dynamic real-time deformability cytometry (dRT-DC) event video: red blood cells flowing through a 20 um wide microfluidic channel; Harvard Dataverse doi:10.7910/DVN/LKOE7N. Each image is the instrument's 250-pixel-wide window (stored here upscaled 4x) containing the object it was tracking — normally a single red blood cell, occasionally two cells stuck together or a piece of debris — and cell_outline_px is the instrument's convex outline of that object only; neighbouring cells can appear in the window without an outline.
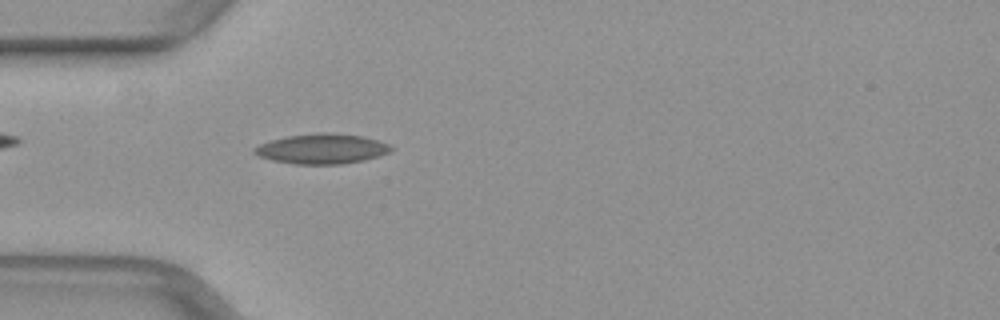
{"species": "common noctule bat (a hibernating species)", "species_latin": "Nyctalus noctula", "temperature_condition": "warm", "stored_images_in_passage": 41, "camera_frame_rate_fps": 3000, "um_per_image_px": 0.085, "animal": {"sex": "female", "body_mass_g": 29.2, "forearm_length_mm": 56.3}, "frame": {"image": 1, "passage_image": 6, "time_ms": 1.667, "image_size_px": [1000, 320], "cell_outline_px": [[396, 148], [388, 152], [376, 156], [360, 160], [340, 164], [296, 164], [272, 160], [260, 156], [252, 152], [260, 144], [272, 140], [288, 136], [316, 132], [332, 132], [360, 136], [376, 140], [388, 144]], "centroid_in_image_um": [27.35, 12.63], "position_along_channel_um": 57.6, "area_um2": 23.52}}
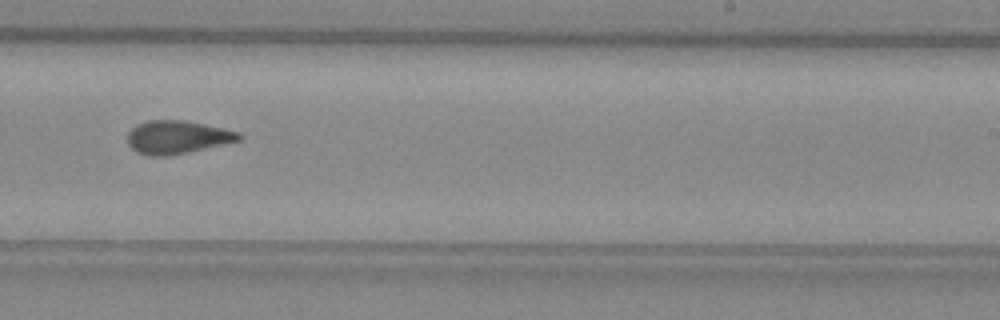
{"frame": {"image": 2, "passage_image": 22, "time_ms": 7.0, "image_size_px": [1000, 320], "cell_outline_px": [[244, 140], [188, 152], [168, 156], [148, 156], [136, 152], [128, 144], [128, 132], [136, 124], [148, 120], [184, 120], [240, 132], [244, 136]], "centroid_in_image_um": [15.09, 11.67], "position_along_channel_um": 273.9, "area_um2": 21.73}}
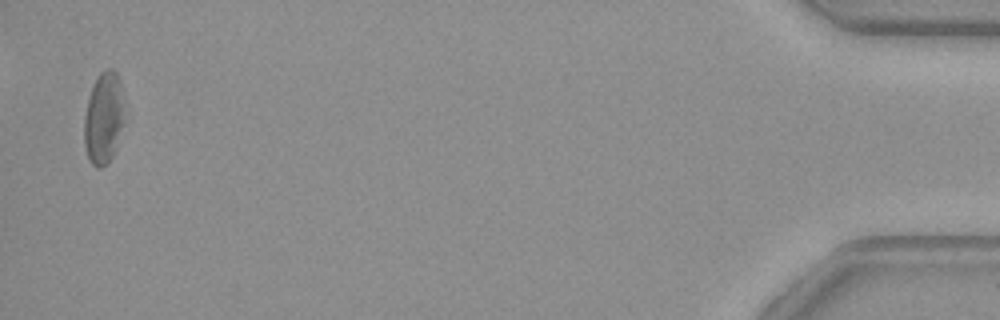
{"frame": {"image": 3, "passage_image": 40, "time_ms": 13.0, "image_size_px": [1000, 320], "cell_outline_px": [[124, 120], [116, 148], [112, 156], [100, 168], [96, 168], [88, 160], [84, 144], [84, 116], [88, 96], [100, 72], [108, 68], [112, 68], [116, 72], [120, 80], [124, 92]], "centroid_in_image_um": [8.82, 10.01], "position_along_channel_um": 426.4, "area_um2": 21.85}}